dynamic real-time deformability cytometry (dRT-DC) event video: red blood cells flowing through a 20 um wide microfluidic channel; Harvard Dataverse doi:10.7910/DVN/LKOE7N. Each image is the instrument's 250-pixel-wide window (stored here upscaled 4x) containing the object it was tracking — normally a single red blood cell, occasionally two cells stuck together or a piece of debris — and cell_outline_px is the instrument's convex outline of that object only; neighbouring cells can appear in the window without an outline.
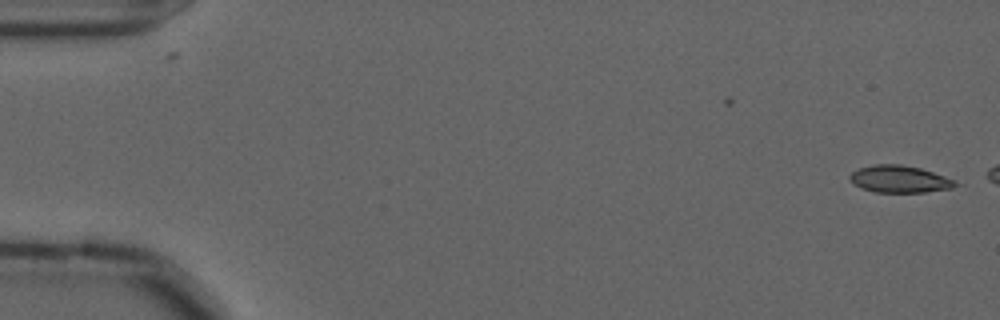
{"species": "common noctule bat (a hibernating species)", "species_latin": "Nyctalus noctula", "temperature_condition": "cold", "stored_images_in_passage": 6, "camera_frame_rate_fps": 3000, "um_per_image_px": 0.085, "animal": {"sex": "male", "forearm_length_mm": 52.5}, "frame": {"image": 1, "passage_image": 1, "time_ms": 0.0, "image_size_px": [1000, 320], "cell_outline_px": [[964, 184], [952, 188], [924, 192], [876, 192], [860, 188], [852, 184], [848, 176], [852, 172], [860, 168], [872, 164], [900, 164], [920, 168], [956, 180]], "centroid_in_image_um": [76.48, 15.23], "position_along_channel_um": 8.5, "area_um2": 16.88}}